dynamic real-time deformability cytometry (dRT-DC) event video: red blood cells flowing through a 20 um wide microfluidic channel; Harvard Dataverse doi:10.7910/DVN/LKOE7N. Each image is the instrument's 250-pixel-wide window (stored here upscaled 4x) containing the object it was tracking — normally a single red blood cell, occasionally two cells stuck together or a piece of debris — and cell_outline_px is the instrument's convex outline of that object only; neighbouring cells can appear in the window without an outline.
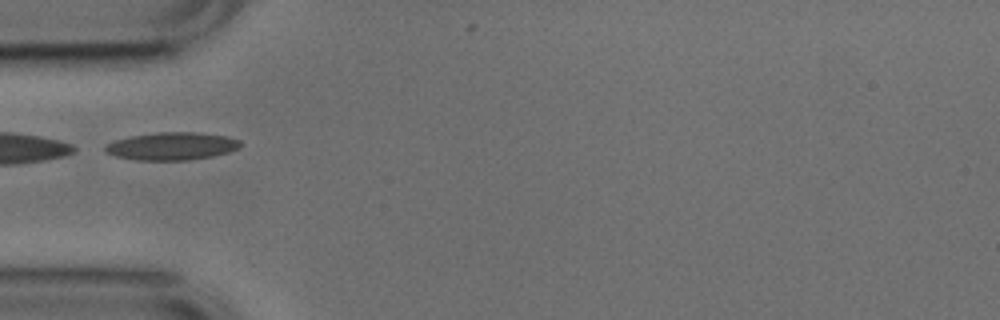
{"species": "common noctule bat (a hibernating species)", "species_latin": "Nyctalus noctula", "temperature_condition": "cold", "stored_images_in_passage": 30, "camera_frame_rate_fps": 3000, "um_per_image_px": 0.085, "animal": {"sex": "male", "body_mass_g": 17.9, "forearm_length_mm": 54.2}, "frame": {"image": 1, "passage_image": 1, "time_ms": 0.0, "image_size_px": [1000, 320], "cell_outline_px": [[244, 144], [240, 148], [228, 152], [212, 156], [188, 160], [136, 160], [116, 156], [104, 152], [104, 144], [116, 140], [132, 136], [156, 132], [196, 132], [228, 136], [240, 140]], "centroid_in_image_um": [14.63, 12.42], "position_along_channel_um": 70.4, "area_um2": 22.02}}